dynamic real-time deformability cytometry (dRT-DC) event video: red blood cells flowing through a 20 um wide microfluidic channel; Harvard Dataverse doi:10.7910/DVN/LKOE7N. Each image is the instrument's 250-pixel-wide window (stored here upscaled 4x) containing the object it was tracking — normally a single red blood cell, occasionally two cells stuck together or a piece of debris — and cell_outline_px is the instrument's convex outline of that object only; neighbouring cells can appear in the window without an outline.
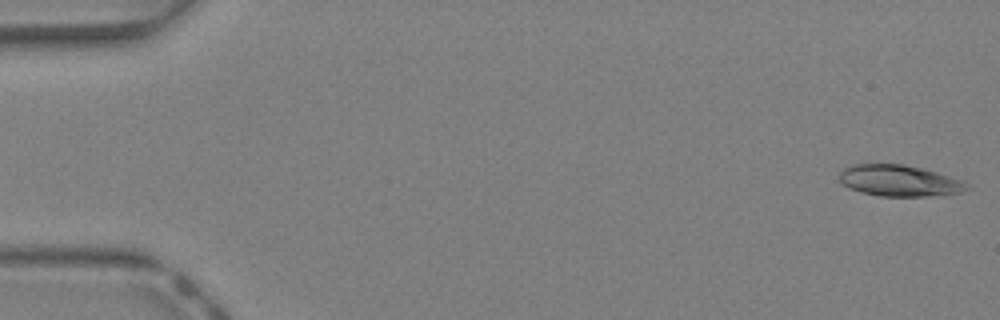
{"species": "Egyptian fruit bat (a non-hibernating species)", "species_latin": "Rousettus aegyptiacus", "temperature_condition": "warm", "stored_images_in_passage": 43, "camera_frame_rate_fps": 3000, "um_per_image_px": 0.085, "animal": {"sex": "female"}, "frame": {"image": 1, "passage_image": 1, "time_ms": 0.0, "image_size_px": [1000, 320], "cell_outline_px": [[968, 188], [960, 192], [928, 196], [880, 196], [860, 192], [848, 188], [840, 184], [840, 172], [844, 168], [852, 164], [904, 164], [936, 172], [964, 180], [968, 184]], "centroid_in_image_um": [76.4, 15.36], "position_along_channel_um": 8.6, "area_um2": 23.24}}
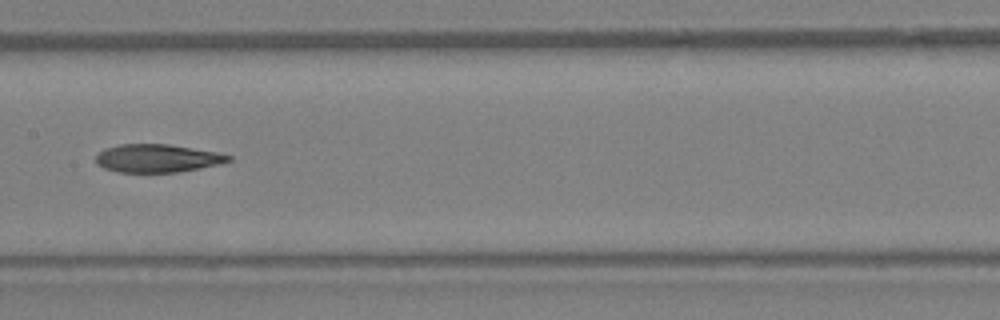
{"frame": {"image": 2, "passage_image": 22, "time_ms": 7.0, "image_size_px": [1000, 320], "cell_outline_px": [[232, 160], [220, 164], [180, 172], [120, 172], [104, 168], [96, 164], [96, 156], [104, 148], [120, 144], [168, 144], [216, 152], [232, 156]], "centroid_in_image_um": [13.37, 13.45], "position_along_channel_um": 194.0, "area_um2": 21.68}}
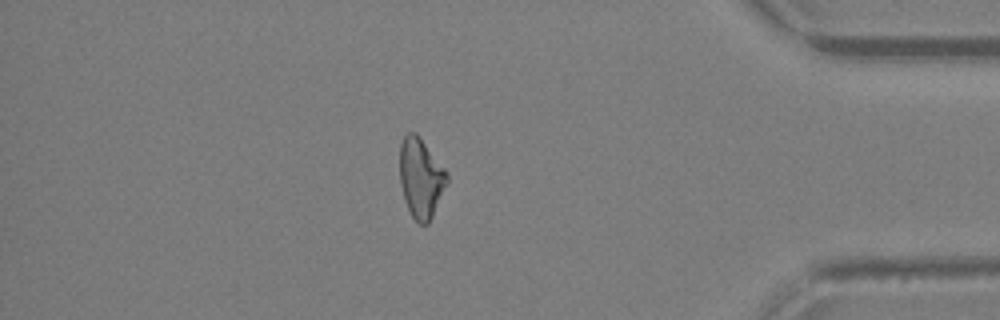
{"frame": {"image": 3, "passage_image": 37, "time_ms": 12.0, "image_size_px": [1000, 320], "cell_outline_px": [[448, 184], [428, 224], [420, 224], [412, 216], [404, 200], [400, 184], [400, 144], [404, 136], [408, 132], [416, 132], [448, 172]], "centroid_in_image_um": [35.78, 15.12], "position_along_channel_um": 399.4, "area_um2": 22.02}}